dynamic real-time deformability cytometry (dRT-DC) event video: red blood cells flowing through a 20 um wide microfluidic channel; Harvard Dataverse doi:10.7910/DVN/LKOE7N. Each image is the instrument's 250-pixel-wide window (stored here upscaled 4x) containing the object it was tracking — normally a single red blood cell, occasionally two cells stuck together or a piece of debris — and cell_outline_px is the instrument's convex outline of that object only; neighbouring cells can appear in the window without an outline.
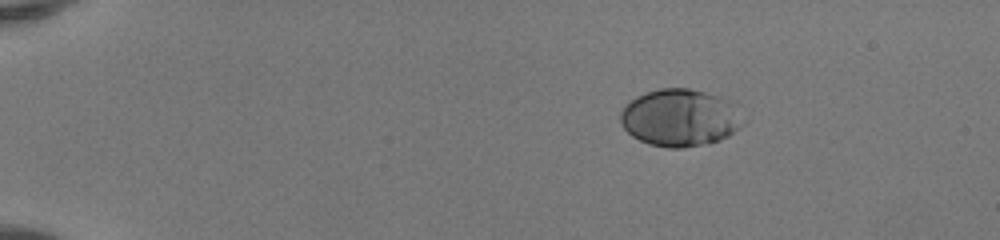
{"species": "human", "species_latin": "Homo sapiens", "temperature_condition": "room temperature", "stored_images_in_passage": 43, "camera_frame_rate_fps": 3000, "um_per_image_px": 0.085, "donor": {"sex": "female"}, "frame": {"image": 1, "passage_image": 1, "time_ms": 0.0, "image_size_px": [1000, 240], "cell_outline_px": [[748, 120], [744, 124], [728, 136], [708, 144], [684, 148], [668, 148], [648, 144], [632, 136], [620, 124], [620, 112], [624, 104], [636, 96], [644, 92], [660, 88], [688, 88], [720, 96], [728, 100]], "centroid_in_image_um": [57.79, 10.01], "position_along_channel_um": 27.2, "area_um2": 41.5}}
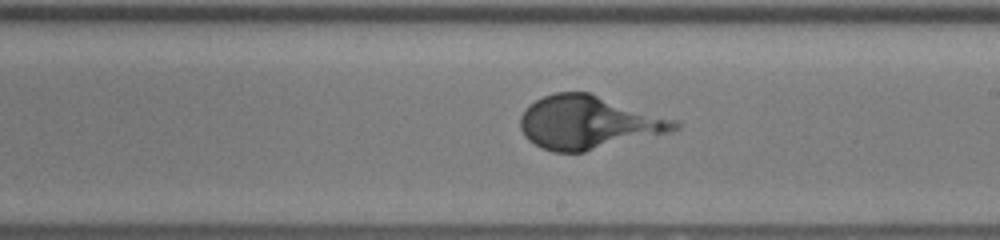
{"frame": {"image": 2, "passage_image": 24, "time_ms": 7.667, "image_size_px": [1000, 240], "cell_outline_px": [[680, 128], [668, 132], [584, 152], [552, 152], [540, 148], [528, 140], [524, 136], [520, 128], [520, 116], [528, 104], [544, 96], [556, 92], [588, 92], [680, 120]], "centroid_in_image_um": [50.0, 10.41], "position_along_channel_um": 239.0, "area_um2": 48.09}}
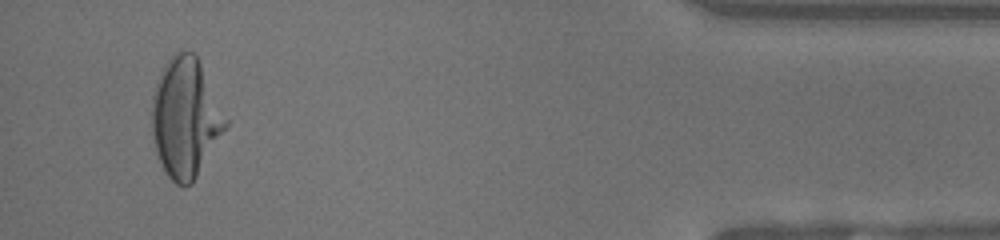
{"frame": {"image": 3, "passage_image": 41, "time_ms": 13.333, "image_size_px": [1000, 240], "cell_outline_px": [[228, 128], [192, 184], [176, 184], [168, 176], [156, 152], [152, 132], [152, 96], [156, 84], [172, 52], [196, 52], [228, 120]], "centroid_in_image_um": [15.8, 10.01], "position_along_channel_um": 419.4, "area_um2": 51.21}}